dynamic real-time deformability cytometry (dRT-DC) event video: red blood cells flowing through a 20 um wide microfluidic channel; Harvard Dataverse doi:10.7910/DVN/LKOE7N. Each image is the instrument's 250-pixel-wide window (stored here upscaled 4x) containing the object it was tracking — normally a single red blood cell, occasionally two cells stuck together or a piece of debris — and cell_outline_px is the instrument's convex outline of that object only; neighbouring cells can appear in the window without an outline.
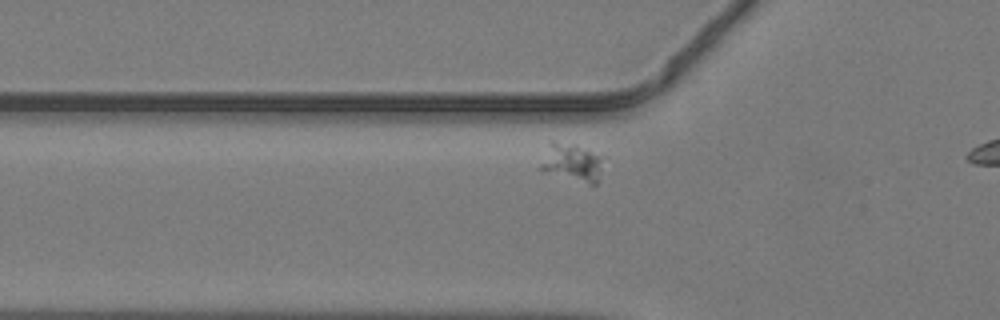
{"species": "common noctule bat (a hibernating species)", "species_latin": "Nyctalus noctula", "temperature_condition": "warm", "stored_images_in_passage": 6, "camera_frame_rate_fps": 3000, "um_per_image_px": 0.085, "animal": {"sex": "male", "body_mass_g": 19.2, "forearm_length_mm": 51.8}, "frame": {"image": 1, "passage_image": 4, "time_ms": 1.0, "image_size_px": [1000, 320], "cell_outline_px": [[604, 156], [596, 184], [588, 184], [544, 172], [540, 168], [540, 164], [552, 140], [576, 144]], "centroid_in_image_um": [48.63, 13.8], "position_along_channel_um": 77.2, "area_um2": 13.81}}